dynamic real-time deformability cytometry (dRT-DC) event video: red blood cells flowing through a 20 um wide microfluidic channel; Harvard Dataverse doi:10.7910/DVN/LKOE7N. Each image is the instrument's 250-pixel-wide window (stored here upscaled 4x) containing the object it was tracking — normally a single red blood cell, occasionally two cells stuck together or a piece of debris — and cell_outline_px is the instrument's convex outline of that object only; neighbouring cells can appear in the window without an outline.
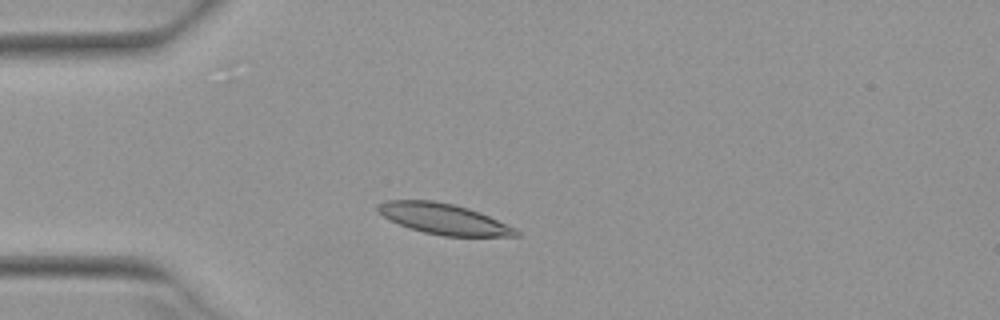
{"species": "Egyptian fruit bat (a non-hibernating species)", "species_latin": "Rousettus aegyptiacus", "temperature_condition": "warm", "stored_images_in_passage": 48, "camera_frame_rate_fps": 3000, "um_per_image_px": 0.085, "animal": {"sex": "female"}, "frame": {"image": 1, "passage_image": 10, "time_ms": 3.0, "image_size_px": [1000, 320], "cell_outline_px": [[520, 236], [444, 236], [424, 232], [408, 228], [384, 216], [376, 208], [376, 204], [384, 200], [432, 200], [452, 204], [468, 208], [488, 216], [516, 228], [520, 232]], "centroid_in_image_um": [37.71, 18.6], "position_along_channel_um": 47.3, "area_um2": 24.51}}
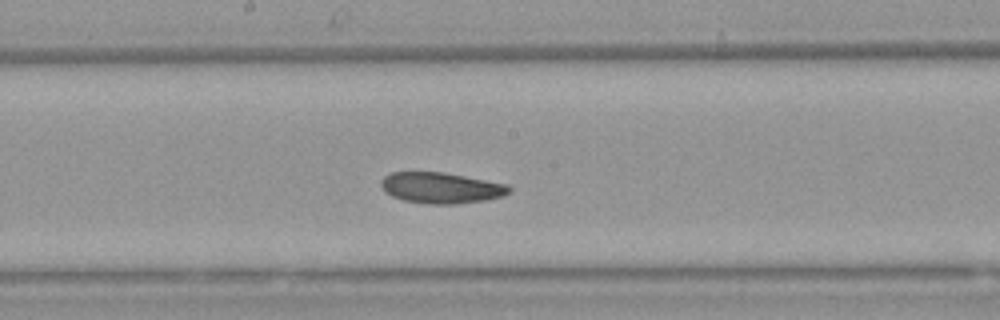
{"frame": {"image": 2, "passage_image": 24, "time_ms": 7.667, "image_size_px": [1000, 320], "cell_outline_px": [[512, 192], [504, 196], [484, 200], [456, 204], [432, 204], [404, 200], [392, 196], [384, 192], [380, 184], [380, 180], [384, 176], [392, 172], [444, 172], [508, 184], [512, 188]], "centroid_in_image_um": [37.51, 15.96], "position_along_channel_um": 210.7, "area_um2": 23.24}}
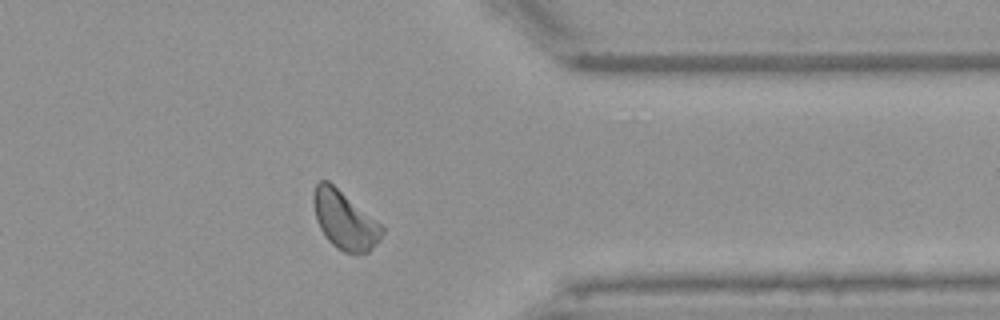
{"frame": {"image": 3, "passage_image": 38, "time_ms": 12.333, "image_size_px": [1000, 320], "cell_outline_px": [[384, 232], [380, 240], [368, 252], [344, 252], [336, 248], [324, 236], [316, 220], [312, 204], [312, 192], [316, 184], [320, 180], [328, 180], [384, 224]], "centroid_in_image_um": [29.3, 18.68], "position_along_channel_um": 382.1, "area_um2": 23.76}, "authors_computed_cell_mechanics": {"area_um2": 23.6691, "velocity_mm_per_s": 3.8996, "shape_relaxation_time_tau1_ms": 3.8388, "shape_relaxation_time_tau2_ms": null, "deformation_change_tau1": 0.1031, "deformation_change_tau2": null}}